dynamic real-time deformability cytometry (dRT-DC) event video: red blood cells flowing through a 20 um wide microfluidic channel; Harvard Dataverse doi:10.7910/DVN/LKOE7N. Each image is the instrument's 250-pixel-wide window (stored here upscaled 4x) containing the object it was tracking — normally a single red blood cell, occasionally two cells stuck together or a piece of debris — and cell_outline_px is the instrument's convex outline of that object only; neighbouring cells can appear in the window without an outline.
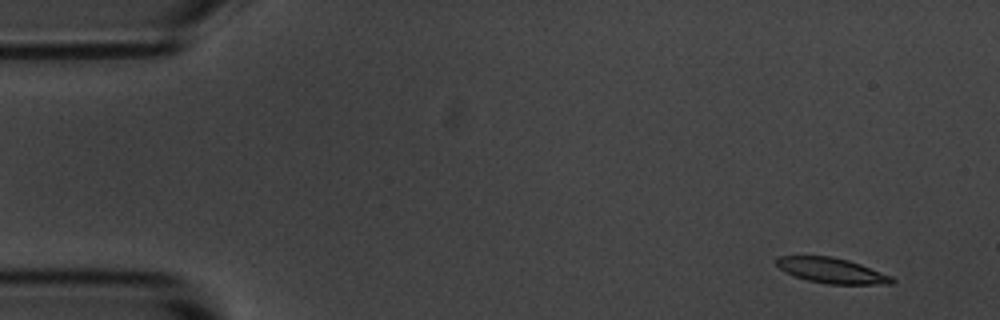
{"species": "common noctule bat (a hibernating species)", "species_latin": "Nyctalus noctula", "temperature_condition": "room temperature", "stored_images_in_passage": 5, "camera_frame_rate_fps": 3000, "um_per_image_px": 0.085, "animal": {"sex": "male", "body_mass_g": 20.1, "forearm_length_mm": 53.5}, "frame": {"image": 1, "passage_image": 2, "time_ms": 1.0, "image_size_px": [1000, 320], "cell_outline_px": [[896, 280], [892, 284], [828, 284], [808, 280], [784, 272], [776, 264], [776, 256], [832, 256], [848, 260], [860, 264], [892, 276]], "centroid_in_image_um": [70.7, 22.99], "position_along_channel_um": 14.3, "area_um2": 16.99}}
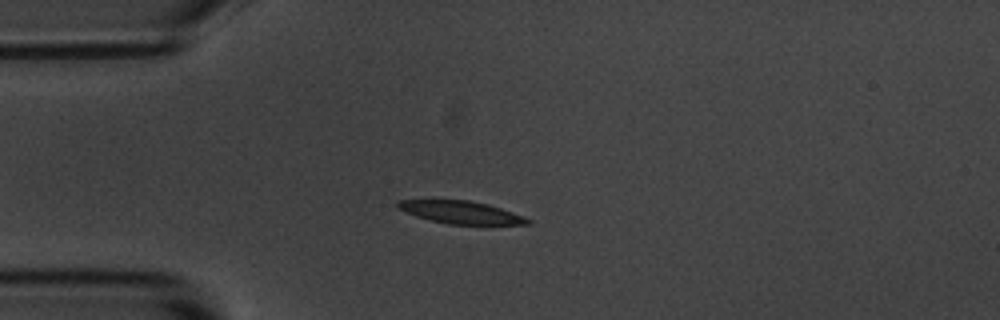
{"frame": {"image": 2, "passage_image": 5, "time_ms": 4.333, "image_size_px": [1000, 320], "cell_outline_px": [[532, 224], [448, 224], [416, 216], [396, 208], [396, 204], [400, 200], [468, 200], [488, 204], [500, 208], [532, 220]], "centroid_in_image_um": [39.16, 18.04], "position_along_channel_um": 45.8, "area_um2": 16.82}}